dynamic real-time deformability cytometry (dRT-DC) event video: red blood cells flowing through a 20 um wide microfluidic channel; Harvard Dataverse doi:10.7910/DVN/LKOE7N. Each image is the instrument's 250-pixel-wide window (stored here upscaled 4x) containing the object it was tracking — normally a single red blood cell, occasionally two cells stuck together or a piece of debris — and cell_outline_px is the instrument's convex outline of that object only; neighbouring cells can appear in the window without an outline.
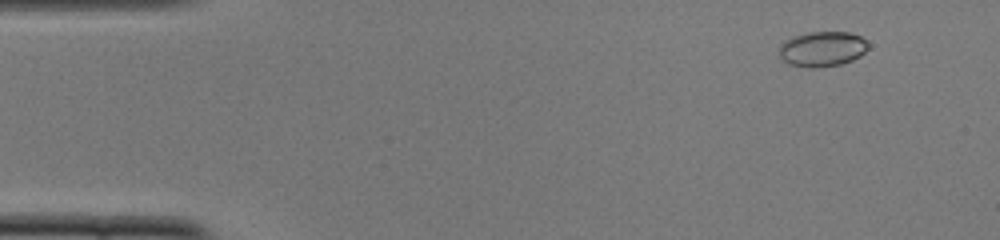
{"species": "common noctule bat (a hibernating species)", "species_latin": "Nyctalus noctula", "temperature_condition": "cold", "stored_images_in_passage": 49, "camera_frame_rate_fps": 3000, "um_per_image_px": 0.085, "animal": {"sex": "female", "body_mass_g": 22.0, "forearm_length_mm": 56.7}, "frame": {"image": 1, "passage_image": 2, "time_ms": 0.333, "image_size_px": [1000, 240], "cell_outline_px": [[868, 48], [860, 56], [852, 60], [840, 64], [812, 68], [808, 68], [788, 64], [780, 60], [780, 44], [784, 40], [808, 32], [848, 32], [860, 36], [868, 44]], "centroid_in_image_um": [69.86, 4.17], "position_along_channel_um": 15.1, "area_um2": 18.21}}
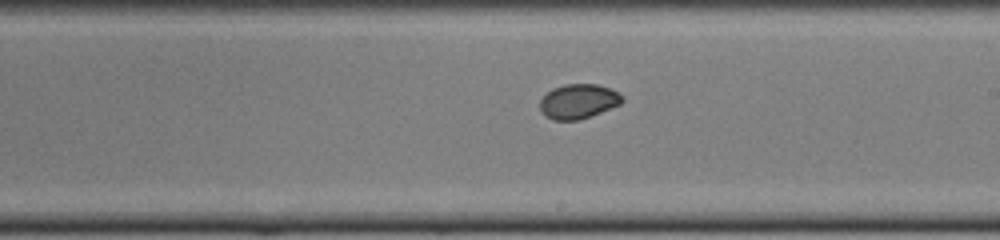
{"frame": {"image": 2, "passage_image": 27, "time_ms": 8.667, "image_size_px": [1000, 240], "cell_outline_px": [[624, 100], [620, 104], [600, 112], [576, 120], [552, 120], [544, 116], [540, 108], [540, 100], [552, 88], [564, 84], [596, 84], [612, 88], [624, 96]], "centroid_in_image_um": [49.17, 8.6], "position_along_channel_um": 239.8, "area_um2": 16.59}}
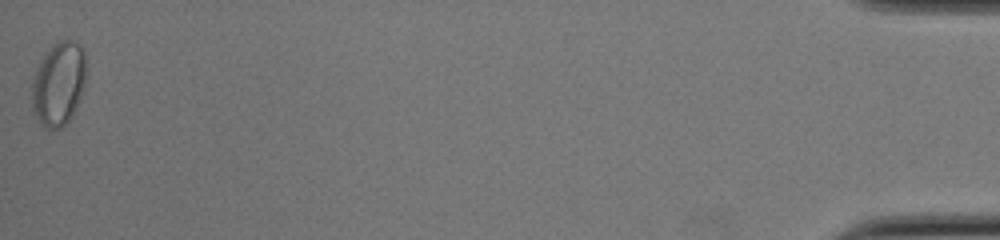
{"frame": {"image": 3, "passage_image": 49, "time_ms": 16.0, "image_size_px": [1000, 240], "cell_outline_px": [[84, 92], [72, 116], [60, 128], [44, 128], [32, 112], [32, 80], [36, 68], [40, 60], [60, 40], [72, 40], [80, 44], [84, 52]], "centroid_in_image_um": [4.97, 7.15], "position_along_channel_um": 430.2, "area_um2": 26.3}, "authors_computed_cell_mechanics": {"area_um2": 17.6868, "velocity_mm_per_s": 3.8901, "shape_relaxation_time_tau1_ms": null, "shape_relaxation_time_tau2_ms": 1.196, "deformation_change_tau1": null, "deformation_change_tau2": 0.0267}}